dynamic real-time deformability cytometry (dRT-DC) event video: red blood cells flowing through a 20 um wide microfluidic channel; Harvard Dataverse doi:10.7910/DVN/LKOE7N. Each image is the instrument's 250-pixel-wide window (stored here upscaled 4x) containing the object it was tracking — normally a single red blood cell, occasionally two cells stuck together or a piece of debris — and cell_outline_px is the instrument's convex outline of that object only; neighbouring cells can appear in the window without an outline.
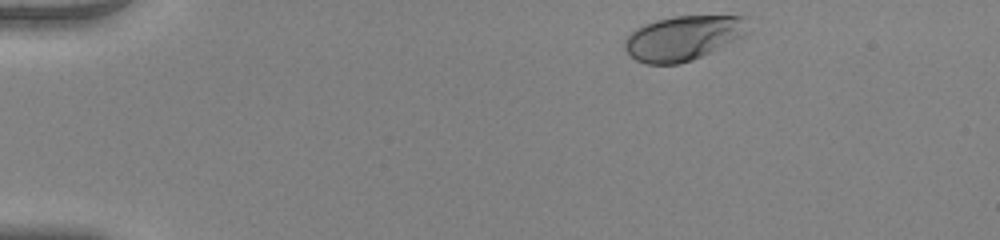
{"species": "human", "species_latin": "Homo sapiens", "temperature_condition": "warm", "stored_images_in_passage": 47, "camera_frame_rate_fps": 3000, "um_per_image_px": 0.085, "donor": {"sex": "female"}, "frame": {"image": 1, "passage_image": 2, "time_ms": 0.333, "image_size_px": [1000, 240], "cell_outline_px": [[748, 32], [744, 36], [692, 60], [680, 64], [644, 64], [636, 60], [624, 48], [624, 40], [636, 28], [644, 24], [656, 20], [676, 16], [748, 16]], "centroid_in_image_um": [58.08, 3.22], "position_along_channel_um": 26.9, "area_um2": 32.02}}
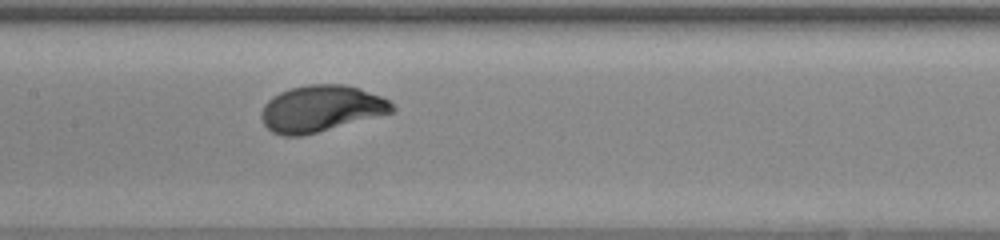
{"frame": {"image": 2, "passage_image": 21, "time_ms": 6.667, "image_size_px": [1000, 240], "cell_outline_px": [[396, 112], [300, 136], [284, 136], [272, 132], [264, 124], [260, 116], [260, 112], [264, 104], [272, 96], [280, 92], [292, 88], [308, 84], [344, 84], [360, 88], [380, 96], [388, 100], [396, 108]], "centroid_in_image_um": [27.29, 9.22], "position_along_channel_um": 180.1, "area_um2": 35.37}}
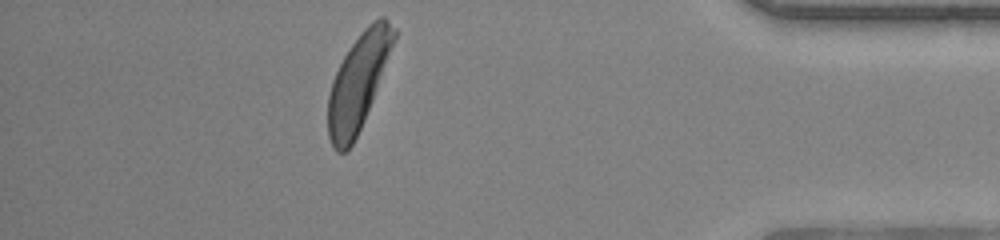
{"frame": {"image": 3, "passage_image": 41, "time_ms": 13.333, "image_size_px": [1000, 240], "cell_outline_px": [[396, 36], [372, 100], [364, 120], [352, 144], [344, 152], [336, 152], [328, 136], [328, 96], [332, 80], [348, 48], [364, 28], [368, 24], [380, 16], [384, 16], [396, 28]], "centroid_in_image_um": [30.43, 6.95], "position_along_channel_um": 404.8, "area_um2": 36.07}, "authors_computed_cell_mechanics": {"area_um2": 34.8534, "velocity_mm_per_s": 3.9088, "shape_relaxation_time_tau1_ms": 2.0015, "shape_relaxation_time_tau2_ms": null, "deformation_change_tau1": 0.1588, "deformation_change_tau2": null}}